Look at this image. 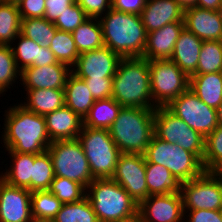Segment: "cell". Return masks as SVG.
<instances>
[{
    "instance_id": "obj_1",
    "label": "cell",
    "mask_w": 222,
    "mask_h": 222,
    "mask_svg": "<svg viewBox=\"0 0 222 222\" xmlns=\"http://www.w3.org/2000/svg\"><path fill=\"white\" fill-rule=\"evenodd\" d=\"M5 115L2 139L6 150L26 154H42L52 143L43 115L27 110L23 105L10 107Z\"/></svg>"
},
{
    "instance_id": "obj_2",
    "label": "cell",
    "mask_w": 222,
    "mask_h": 222,
    "mask_svg": "<svg viewBox=\"0 0 222 222\" xmlns=\"http://www.w3.org/2000/svg\"><path fill=\"white\" fill-rule=\"evenodd\" d=\"M99 20L104 46L121 58L143 57L147 32L140 15L111 8Z\"/></svg>"
},
{
    "instance_id": "obj_3",
    "label": "cell",
    "mask_w": 222,
    "mask_h": 222,
    "mask_svg": "<svg viewBox=\"0 0 222 222\" xmlns=\"http://www.w3.org/2000/svg\"><path fill=\"white\" fill-rule=\"evenodd\" d=\"M150 81L146 58H121L113 77L112 98L122 107L156 109Z\"/></svg>"
},
{
    "instance_id": "obj_4",
    "label": "cell",
    "mask_w": 222,
    "mask_h": 222,
    "mask_svg": "<svg viewBox=\"0 0 222 222\" xmlns=\"http://www.w3.org/2000/svg\"><path fill=\"white\" fill-rule=\"evenodd\" d=\"M154 113L155 109L121 108L108 129L121 153L144 155L154 135Z\"/></svg>"
},
{
    "instance_id": "obj_5",
    "label": "cell",
    "mask_w": 222,
    "mask_h": 222,
    "mask_svg": "<svg viewBox=\"0 0 222 222\" xmlns=\"http://www.w3.org/2000/svg\"><path fill=\"white\" fill-rule=\"evenodd\" d=\"M87 189L86 197L99 222H120L138 216L139 205L111 178L94 179Z\"/></svg>"
},
{
    "instance_id": "obj_6",
    "label": "cell",
    "mask_w": 222,
    "mask_h": 222,
    "mask_svg": "<svg viewBox=\"0 0 222 222\" xmlns=\"http://www.w3.org/2000/svg\"><path fill=\"white\" fill-rule=\"evenodd\" d=\"M144 156L149 163L166 167L182 183L195 179L205 171L202 162L193 153L155 135L152 136Z\"/></svg>"
},
{
    "instance_id": "obj_7",
    "label": "cell",
    "mask_w": 222,
    "mask_h": 222,
    "mask_svg": "<svg viewBox=\"0 0 222 222\" xmlns=\"http://www.w3.org/2000/svg\"><path fill=\"white\" fill-rule=\"evenodd\" d=\"M78 140L82 144L92 176L95 179L111 178L121 152L109 130L83 126Z\"/></svg>"
},
{
    "instance_id": "obj_8",
    "label": "cell",
    "mask_w": 222,
    "mask_h": 222,
    "mask_svg": "<svg viewBox=\"0 0 222 222\" xmlns=\"http://www.w3.org/2000/svg\"><path fill=\"white\" fill-rule=\"evenodd\" d=\"M47 152L51 157L55 176L74 180L86 189L95 179L78 139L53 141Z\"/></svg>"
},
{
    "instance_id": "obj_9",
    "label": "cell",
    "mask_w": 222,
    "mask_h": 222,
    "mask_svg": "<svg viewBox=\"0 0 222 222\" xmlns=\"http://www.w3.org/2000/svg\"><path fill=\"white\" fill-rule=\"evenodd\" d=\"M154 135L165 142L178 144L184 150L193 153L202 162L205 138L190 128L167 107L155 109Z\"/></svg>"
},
{
    "instance_id": "obj_10",
    "label": "cell",
    "mask_w": 222,
    "mask_h": 222,
    "mask_svg": "<svg viewBox=\"0 0 222 222\" xmlns=\"http://www.w3.org/2000/svg\"><path fill=\"white\" fill-rule=\"evenodd\" d=\"M151 95L156 107H166L189 88V77L170 59L149 61Z\"/></svg>"
},
{
    "instance_id": "obj_11",
    "label": "cell",
    "mask_w": 222,
    "mask_h": 222,
    "mask_svg": "<svg viewBox=\"0 0 222 222\" xmlns=\"http://www.w3.org/2000/svg\"><path fill=\"white\" fill-rule=\"evenodd\" d=\"M184 210L222 209V172L204 171L181 185Z\"/></svg>"
},
{
    "instance_id": "obj_12",
    "label": "cell",
    "mask_w": 222,
    "mask_h": 222,
    "mask_svg": "<svg viewBox=\"0 0 222 222\" xmlns=\"http://www.w3.org/2000/svg\"><path fill=\"white\" fill-rule=\"evenodd\" d=\"M166 107L204 138L218 126L217 110L206 105L189 88Z\"/></svg>"
},
{
    "instance_id": "obj_13",
    "label": "cell",
    "mask_w": 222,
    "mask_h": 222,
    "mask_svg": "<svg viewBox=\"0 0 222 222\" xmlns=\"http://www.w3.org/2000/svg\"><path fill=\"white\" fill-rule=\"evenodd\" d=\"M139 205L148 197L146 184V159L142 154L121 153L111 177Z\"/></svg>"
},
{
    "instance_id": "obj_14",
    "label": "cell",
    "mask_w": 222,
    "mask_h": 222,
    "mask_svg": "<svg viewBox=\"0 0 222 222\" xmlns=\"http://www.w3.org/2000/svg\"><path fill=\"white\" fill-rule=\"evenodd\" d=\"M184 214L181 193L151 195L138 206L141 222H181Z\"/></svg>"
},
{
    "instance_id": "obj_15",
    "label": "cell",
    "mask_w": 222,
    "mask_h": 222,
    "mask_svg": "<svg viewBox=\"0 0 222 222\" xmlns=\"http://www.w3.org/2000/svg\"><path fill=\"white\" fill-rule=\"evenodd\" d=\"M121 57L103 46L93 51L84 52L77 58L71 72L81 79L113 78Z\"/></svg>"
},
{
    "instance_id": "obj_16",
    "label": "cell",
    "mask_w": 222,
    "mask_h": 222,
    "mask_svg": "<svg viewBox=\"0 0 222 222\" xmlns=\"http://www.w3.org/2000/svg\"><path fill=\"white\" fill-rule=\"evenodd\" d=\"M31 192L0 178V222H32Z\"/></svg>"
},
{
    "instance_id": "obj_17",
    "label": "cell",
    "mask_w": 222,
    "mask_h": 222,
    "mask_svg": "<svg viewBox=\"0 0 222 222\" xmlns=\"http://www.w3.org/2000/svg\"><path fill=\"white\" fill-rule=\"evenodd\" d=\"M184 23L202 41L222 40V10L189 7L184 9Z\"/></svg>"
},
{
    "instance_id": "obj_18",
    "label": "cell",
    "mask_w": 222,
    "mask_h": 222,
    "mask_svg": "<svg viewBox=\"0 0 222 222\" xmlns=\"http://www.w3.org/2000/svg\"><path fill=\"white\" fill-rule=\"evenodd\" d=\"M71 68L61 62L45 66H29L21 71L25 89H64Z\"/></svg>"
},
{
    "instance_id": "obj_19",
    "label": "cell",
    "mask_w": 222,
    "mask_h": 222,
    "mask_svg": "<svg viewBox=\"0 0 222 222\" xmlns=\"http://www.w3.org/2000/svg\"><path fill=\"white\" fill-rule=\"evenodd\" d=\"M146 32L173 22H184V9L174 0H147L140 14Z\"/></svg>"
},
{
    "instance_id": "obj_20",
    "label": "cell",
    "mask_w": 222,
    "mask_h": 222,
    "mask_svg": "<svg viewBox=\"0 0 222 222\" xmlns=\"http://www.w3.org/2000/svg\"><path fill=\"white\" fill-rule=\"evenodd\" d=\"M184 28V22H173L147 33L143 58L148 61L171 59L175 43Z\"/></svg>"
},
{
    "instance_id": "obj_21",
    "label": "cell",
    "mask_w": 222,
    "mask_h": 222,
    "mask_svg": "<svg viewBox=\"0 0 222 222\" xmlns=\"http://www.w3.org/2000/svg\"><path fill=\"white\" fill-rule=\"evenodd\" d=\"M44 117L51 142L78 139L83 127V119L66 105Z\"/></svg>"
},
{
    "instance_id": "obj_22",
    "label": "cell",
    "mask_w": 222,
    "mask_h": 222,
    "mask_svg": "<svg viewBox=\"0 0 222 222\" xmlns=\"http://www.w3.org/2000/svg\"><path fill=\"white\" fill-rule=\"evenodd\" d=\"M202 40L186 28L180 33L171 59L188 77L192 76L198 65Z\"/></svg>"
},
{
    "instance_id": "obj_23",
    "label": "cell",
    "mask_w": 222,
    "mask_h": 222,
    "mask_svg": "<svg viewBox=\"0 0 222 222\" xmlns=\"http://www.w3.org/2000/svg\"><path fill=\"white\" fill-rule=\"evenodd\" d=\"M16 38H18L20 41L16 47L11 48L17 68L20 71H23L29 66L41 67L58 62L54 56V53L49 48L41 46L36 41L27 38L21 33Z\"/></svg>"
},
{
    "instance_id": "obj_24",
    "label": "cell",
    "mask_w": 222,
    "mask_h": 222,
    "mask_svg": "<svg viewBox=\"0 0 222 222\" xmlns=\"http://www.w3.org/2000/svg\"><path fill=\"white\" fill-rule=\"evenodd\" d=\"M189 89L206 105L217 109L222 103V72L193 74Z\"/></svg>"
},
{
    "instance_id": "obj_25",
    "label": "cell",
    "mask_w": 222,
    "mask_h": 222,
    "mask_svg": "<svg viewBox=\"0 0 222 222\" xmlns=\"http://www.w3.org/2000/svg\"><path fill=\"white\" fill-rule=\"evenodd\" d=\"M64 92L65 105L84 119L95 102L85 81L71 72L67 77Z\"/></svg>"
},
{
    "instance_id": "obj_26",
    "label": "cell",
    "mask_w": 222,
    "mask_h": 222,
    "mask_svg": "<svg viewBox=\"0 0 222 222\" xmlns=\"http://www.w3.org/2000/svg\"><path fill=\"white\" fill-rule=\"evenodd\" d=\"M27 103L23 105L27 110L38 115L46 114L57 110L65 105L64 89H26ZM26 103V104H25Z\"/></svg>"
},
{
    "instance_id": "obj_27",
    "label": "cell",
    "mask_w": 222,
    "mask_h": 222,
    "mask_svg": "<svg viewBox=\"0 0 222 222\" xmlns=\"http://www.w3.org/2000/svg\"><path fill=\"white\" fill-rule=\"evenodd\" d=\"M148 196L181 193L182 182L164 166L146 160Z\"/></svg>"
},
{
    "instance_id": "obj_28",
    "label": "cell",
    "mask_w": 222,
    "mask_h": 222,
    "mask_svg": "<svg viewBox=\"0 0 222 222\" xmlns=\"http://www.w3.org/2000/svg\"><path fill=\"white\" fill-rule=\"evenodd\" d=\"M13 163L0 178L8 185L27 188L31 192L32 166L34 165V154L17 153L7 150ZM14 164V165H13ZM12 167V168H11Z\"/></svg>"
},
{
    "instance_id": "obj_29",
    "label": "cell",
    "mask_w": 222,
    "mask_h": 222,
    "mask_svg": "<svg viewBox=\"0 0 222 222\" xmlns=\"http://www.w3.org/2000/svg\"><path fill=\"white\" fill-rule=\"evenodd\" d=\"M121 108L122 106L112 97L95 100L83 119V126L108 130L118 117Z\"/></svg>"
},
{
    "instance_id": "obj_30",
    "label": "cell",
    "mask_w": 222,
    "mask_h": 222,
    "mask_svg": "<svg viewBox=\"0 0 222 222\" xmlns=\"http://www.w3.org/2000/svg\"><path fill=\"white\" fill-rule=\"evenodd\" d=\"M72 36L79 55L104 46L102 26L99 18L89 17L72 32Z\"/></svg>"
},
{
    "instance_id": "obj_31",
    "label": "cell",
    "mask_w": 222,
    "mask_h": 222,
    "mask_svg": "<svg viewBox=\"0 0 222 222\" xmlns=\"http://www.w3.org/2000/svg\"><path fill=\"white\" fill-rule=\"evenodd\" d=\"M21 21L18 5L0 1V45H10L17 39Z\"/></svg>"
},
{
    "instance_id": "obj_32",
    "label": "cell",
    "mask_w": 222,
    "mask_h": 222,
    "mask_svg": "<svg viewBox=\"0 0 222 222\" xmlns=\"http://www.w3.org/2000/svg\"><path fill=\"white\" fill-rule=\"evenodd\" d=\"M58 29L54 22L42 18H26L21 21L20 33L46 48L50 44Z\"/></svg>"
},
{
    "instance_id": "obj_33",
    "label": "cell",
    "mask_w": 222,
    "mask_h": 222,
    "mask_svg": "<svg viewBox=\"0 0 222 222\" xmlns=\"http://www.w3.org/2000/svg\"><path fill=\"white\" fill-rule=\"evenodd\" d=\"M63 203L49 190L31 192L33 219H54Z\"/></svg>"
},
{
    "instance_id": "obj_34",
    "label": "cell",
    "mask_w": 222,
    "mask_h": 222,
    "mask_svg": "<svg viewBox=\"0 0 222 222\" xmlns=\"http://www.w3.org/2000/svg\"><path fill=\"white\" fill-rule=\"evenodd\" d=\"M54 220L55 222H99L87 197L78 202L63 204Z\"/></svg>"
},
{
    "instance_id": "obj_35",
    "label": "cell",
    "mask_w": 222,
    "mask_h": 222,
    "mask_svg": "<svg viewBox=\"0 0 222 222\" xmlns=\"http://www.w3.org/2000/svg\"><path fill=\"white\" fill-rule=\"evenodd\" d=\"M54 177V168L49 153L45 151L42 154H34L31 192L49 190Z\"/></svg>"
},
{
    "instance_id": "obj_36",
    "label": "cell",
    "mask_w": 222,
    "mask_h": 222,
    "mask_svg": "<svg viewBox=\"0 0 222 222\" xmlns=\"http://www.w3.org/2000/svg\"><path fill=\"white\" fill-rule=\"evenodd\" d=\"M222 72V40L203 41L194 74Z\"/></svg>"
},
{
    "instance_id": "obj_37",
    "label": "cell",
    "mask_w": 222,
    "mask_h": 222,
    "mask_svg": "<svg viewBox=\"0 0 222 222\" xmlns=\"http://www.w3.org/2000/svg\"><path fill=\"white\" fill-rule=\"evenodd\" d=\"M49 49L54 53L58 62L72 68L79 57V52L74 42L72 33L57 30Z\"/></svg>"
},
{
    "instance_id": "obj_38",
    "label": "cell",
    "mask_w": 222,
    "mask_h": 222,
    "mask_svg": "<svg viewBox=\"0 0 222 222\" xmlns=\"http://www.w3.org/2000/svg\"><path fill=\"white\" fill-rule=\"evenodd\" d=\"M205 171L222 172V126L205 138V150L202 160Z\"/></svg>"
},
{
    "instance_id": "obj_39",
    "label": "cell",
    "mask_w": 222,
    "mask_h": 222,
    "mask_svg": "<svg viewBox=\"0 0 222 222\" xmlns=\"http://www.w3.org/2000/svg\"><path fill=\"white\" fill-rule=\"evenodd\" d=\"M85 190L82 184L60 176L54 177L49 188L63 204L81 201L86 197Z\"/></svg>"
},
{
    "instance_id": "obj_40",
    "label": "cell",
    "mask_w": 222,
    "mask_h": 222,
    "mask_svg": "<svg viewBox=\"0 0 222 222\" xmlns=\"http://www.w3.org/2000/svg\"><path fill=\"white\" fill-rule=\"evenodd\" d=\"M21 71L17 68L11 45H0V94L12 86Z\"/></svg>"
},
{
    "instance_id": "obj_41",
    "label": "cell",
    "mask_w": 222,
    "mask_h": 222,
    "mask_svg": "<svg viewBox=\"0 0 222 222\" xmlns=\"http://www.w3.org/2000/svg\"><path fill=\"white\" fill-rule=\"evenodd\" d=\"M88 18L84 10L75 2L58 17L54 25L58 30L72 33Z\"/></svg>"
},
{
    "instance_id": "obj_42",
    "label": "cell",
    "mask_w": 222,
    "mask_h": 222,
    "mask_svg": "<svg viewBox=\"0 0 222 222\" xmlns=\"http://www.w3.org/2000/svg\"><path fill=\"white\" fill-rule=\"evenodd\" d=\"M95 100L112 97L113 78L84 79Z\"/></svg>"
},
{
    "instance_id": "obj_43",
    "label": "cell",
    "mask_w": 222,
    "mask_h": 222,
    "mask_svg": "<svg viewBox=\"0 0 222 222\" xmlns=\"http://www.w3.org/2000/svg\"><path fill=\"white\" fill-rule=\"evenodd\" d=\"M76 3L90 18H101L103 12L112 8V0H76Z\"/></svg>"
},
{
    "instance_id": "obj_44",
    "label": "cell",
    "mask_w": 222,
    "mask_h": 222,
    "mask_svg": "<svg viewBox=\"0 0 222 222\" xmlns=\"http://www.w3.org/2000/svg\"><path fill=\"white\" fill-rule=\"evenodd\" d=\"M45 1L46 0H22L18 4L21 19L44 17Z\"/></svg>"
},
{
    "instance_id": "obj_45",
    "label": "cell",
    "mask_w": 222,
    "mask_h": 222,
    "mask_svg": "<svg viewBox=\"0 0 222 222\" xmlns=\"http://www.w3.org/2000/svg\"><path fill=\"white\" fill-rule=\"evenodd\" d=\"M76 0H46L44 18L55 22Z\"/></svg>"
},
{
    "instance_id": "obj_46",
    "label": "cell",
    "mask_w": 222,
    "mask_h": 222,
    "mask_svg": "<svg viewBox=\"0 0 222 222\" xmlns=\"http://www.w3.org/2000/svg\"><path fill=\"white\" fill-rule=\"evenodd\" d=\"M146 2L147 0H112V9L140 15Z\"/></svg>"
},
{
    "instance_id": "obj_47",
    "label": "cell",
    "mask_w": 222,
    "mask_h": 222,
    "mask_svg": "<svg viewBox=\"0 0 222 222\" xmlns=\"http://www.w3.org/2000/svg\"><path fill=\"white\" fill-rule=\"evenodd\" d=\"M186 211H190L187 222H222L220 210H184V213Z\"/></svg>"
},
{
    "instance_id": "obj_48",
    "label": "cell",
    "mask_w": 222,
    "mask_h": 222,
    "mask_svg": "<svg viewBox=\"0 0 222 222\" xmlns=\"http://www.w3.org/2000/svg\"><path fill=\"white\" fill-rule=\"evenodd\" d=\"M197 7L219 11L222 10V0H198Z\"/></svg>"
},
{
    "instance_id": "obj_49",
    "label": "cell",
    "mask_w": 222,
    "mask_h": 222,
    "mask_svg": "<svg viewBox=\"0 0 222 222\" xmlns=\"http://www.w3.org/2000/svg\"><path fill=\"white\" fill-rule=\"evenodd\" d=\"M177 2L183 9H187L189 7H195L197 5L198 0H174Z\"/></svg>"
},
{
    "instance_id": "obj_50",
    "label": "cell",
    "mask_w": 222,
    "mask_h": 222,
    "mask_svg": "<svg viewBox=\"0 0 222 222\" xmlns=\"http://www.w3.org/2000/svg\"><path fill=\"white\" fill-rule=\"evenodd\" d=\"M216 110H217L218 125L222 126V103L219 105V107Z\"/></svg>"
},
{
    "instance_id": "obj_51",
    "label": "cell",
    "mask_w": 222,
    "mask_h": 222,
    "mask_svg": "<svg viewBox=\"0 0 222 222\" xmlns=\"http://www.w3.org/2000/svg\"><path fill=\"white\" fill-rule=\"evenodd\" d=\"M22 0H2V2L18 5Z\"/></svg>"
},
{
    "instance_id": "obj_52",
    "label": "cell",
    "mask_w": 222,
    "mask_h": 222,
    "mask_svg": "<svg viewBox=\"0 0 222 222\" xmlns=\"http://www.w3.org/2000/svg\"><path fill=\"white\" fill-rule=\"evenodd\" d=\"M32 222H55L54 219H33Z\"/></svg>"
},
{
    "instance_id": "obj_53",
    "label": "cell",
    "mask_w": 222,
    "mask_h": 222,
    "mask_svg": "<svg viewBox=\"0 0 222 222\" xmlns=\"http://www.w3.org/2000/svg\"><path fill=\"white\" fill-rule=\"evenodd\" d=\"M120 222H141L139 216L135 217V218H131L129 220L126 221H120Z\"/></svg>"
},
{
    "instance_id": "obj_54",
    "label": "cell",
    "mask_w": 222,
    "mask_h": 222,
    "mask_svg": "<svg viewBox=\"0 0 222 222\" xmlns=\"http://www.w3.org/2000/svg\"><path fill=\"white\" fill-rule=\"evenodd\" d=\"M220 217H221V220H222V209L220 210Z\"/></svg>"
}]
</instances>
